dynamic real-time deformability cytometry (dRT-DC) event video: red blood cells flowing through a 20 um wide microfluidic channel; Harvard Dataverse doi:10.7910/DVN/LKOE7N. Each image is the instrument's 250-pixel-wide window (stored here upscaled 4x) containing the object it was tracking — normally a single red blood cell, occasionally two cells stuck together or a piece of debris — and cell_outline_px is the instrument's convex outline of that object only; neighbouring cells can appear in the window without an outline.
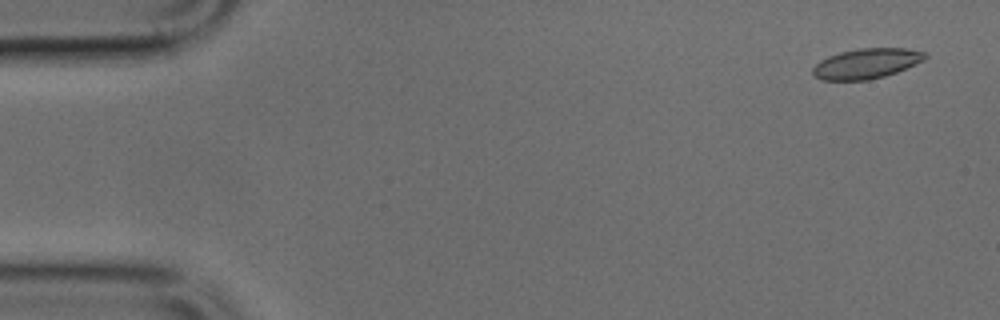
{"species": "common noctule bat (a hibernating species)", "species_latin": "Nyctalus noctula", "temperature_condition": "cold", "stored_images_in_passage": 3, "camera_frame_rate_fps": 3000, "um_per_image_px": 0.085, "animal": {"sex": "male", "body_mass_g": 17.9, "forearm_length_mm": 54.2}, "frame": {"image": 1, "passage_image": 1, "time_ms": 0.0, "image_size_px": [1000, 320], "cell_outline_px": [[928, 56], [924, 60], [916, 64], [896, 72], [884, 76], [868, 80], [824, 80], [816, 76], [812, 72], [812, 68], [820, 60], [828, 56], [840, 52], [860, 48], [904, 48], [928, 52]], "centroid_in_image_um": [73.67, 5.39], "position_along_channel_um": 11.3, "area_um2": 19.71}}